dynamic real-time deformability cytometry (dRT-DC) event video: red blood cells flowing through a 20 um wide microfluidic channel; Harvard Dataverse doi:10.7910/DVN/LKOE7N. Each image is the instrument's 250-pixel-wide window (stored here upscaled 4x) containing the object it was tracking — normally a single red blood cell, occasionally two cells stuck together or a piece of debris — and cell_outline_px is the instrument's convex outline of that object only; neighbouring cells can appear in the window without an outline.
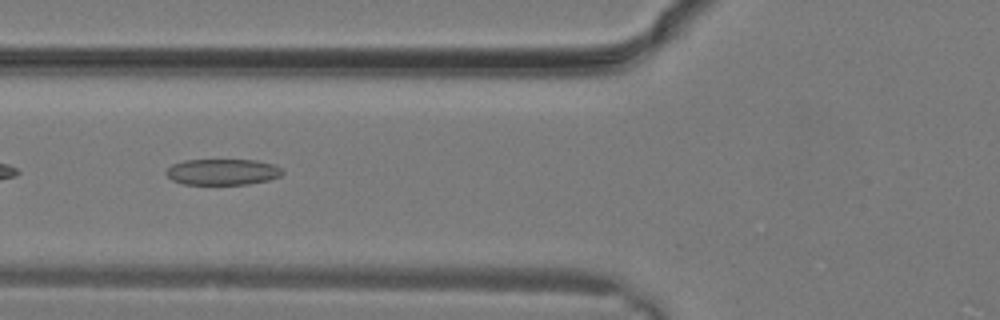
{"species": "common noctule bat (a hibernating species)", "species_latin": "Nyctalus noctula", "temperature_condition": "warm", "stored_images_in_passage": 22, "camera_frame_rate_fps": 3000, "um_per_image_px": 0.085, "animal": {"sex": "male", "body_mass_g": 19.2, "forearm_length_mm": 51.8}, "frame": {"image": 1, "passage_image": 4, "time_ms": 1.0, "image_size_px": [1000, 320], "cell_outline_px": [[284, 172], [280, 176], [268, 180], [248, 184], [184, 184], [172, 180], [164, 172], [172, 164], [184, 160], [256, 160], [276, 164]], "centroid_in_image_um": [18.92, 14.61], "position_along_channel_um": 106.9, "area_um2": 17.69}}
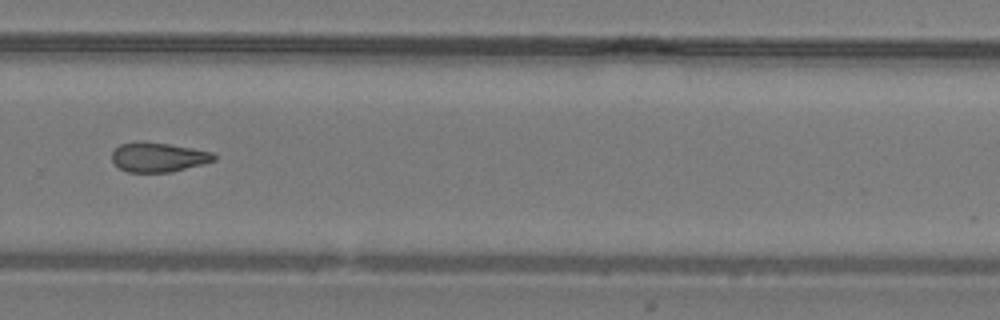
{"frame": {"image": 2, "passage_image": 13, "time_ms": 4.0, "image_size_px": [1000, 320], "cell_outline_px": [[216, 160], [172, 172], [128, 172], [120, 168], [112, 160], [112, 152], [120, 144], [144, 140], [192, 148], [212, 152], [216, 156]], "centroid_in_image_um": [13.45, 13.35], "position_along_channel_um": 316.4, "area_um2": 17.51}}